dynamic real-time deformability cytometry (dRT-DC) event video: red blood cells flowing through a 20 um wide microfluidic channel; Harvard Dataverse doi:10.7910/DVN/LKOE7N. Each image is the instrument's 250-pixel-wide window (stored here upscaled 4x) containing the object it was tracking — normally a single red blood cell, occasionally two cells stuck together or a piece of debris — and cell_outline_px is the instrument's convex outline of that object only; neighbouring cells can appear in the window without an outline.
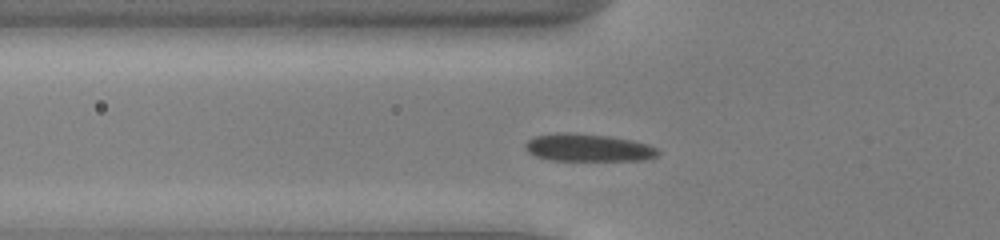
{"species": "common noctule bat (a hibernating species)", "species_latin": "Nyctalus noctula", "temperature_condition": "cold", "stored_images_in_passage": 41, "camera_frame_rate_fps": 3000, "um_per_image_px": 0.085, "animal": {"sex": "male", "body_mass_g": 13.0, "forearm_length_mm": 53.1}, "frame": {"image": 1, "passage_image": 7, "time_ms": 2.0, "image_size_px": [1000, 240], "cell_outline_px": [[660, 152], [656, 156], [644, 160], [548, 160], [536, 156], [528, 152], [524, 148], [524, 144], [528, 140], [536, 136], [556, 132], [576, 132], [608, 136], [632, 140], [648, 144], [656, 148]], "centroid_in_image_um": [49.96, 12.54], "position_along_channel_um": 75.8, "area_um2": 21.44}}
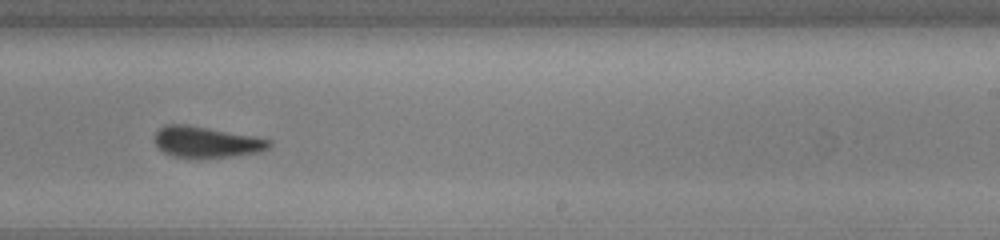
{"frame": {"image": 2, "passage_image": 22, "time_ms": 7.0, "image_size_px": [1000, 240], "cell_outline_px": [[272, 144], [268, 148], [260, 152], [232, 156], [172, 156], [164, 152], [152, 140], [152, 136], [164, 124], [184, 124], [256, 136], [272, 140]], "centroid_in_image_um": [17.54, 12.04], "position_along_channel_um": 271.5, "area_um2": 20.46}}
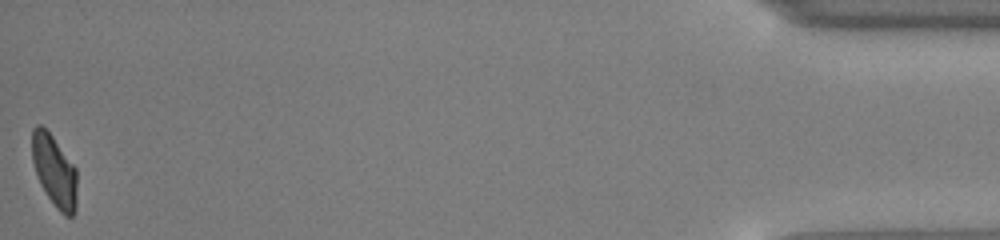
{"frame": {"image": 3, "passage_image": 41, "time_ms": 13.333, "image_size_px": [1000, 240], "cell_outline_px": [[76, 212], [72, 216], [64, 216], [56, 208], [40, 184], [32, 160], [32, 128], [36, 124], [40, 124], [52, 136], [76, 168]], "centroid_in_image_um": [4.62, 14.54], "position_along_channel_um": 430.6, "area_um2": 18.67}, "authors_computed_cell_mechanics": {"area_um2": 21.386, "velocity_mm_per_s": 3.9236, "shape_relaxation_time_tau1_ms": 2.3968, "shape_relaxation_time_tau2_ms": 0.8503, "deformation_change_tau1": 0.1247, "deformation_change_tau2": 0.088}}